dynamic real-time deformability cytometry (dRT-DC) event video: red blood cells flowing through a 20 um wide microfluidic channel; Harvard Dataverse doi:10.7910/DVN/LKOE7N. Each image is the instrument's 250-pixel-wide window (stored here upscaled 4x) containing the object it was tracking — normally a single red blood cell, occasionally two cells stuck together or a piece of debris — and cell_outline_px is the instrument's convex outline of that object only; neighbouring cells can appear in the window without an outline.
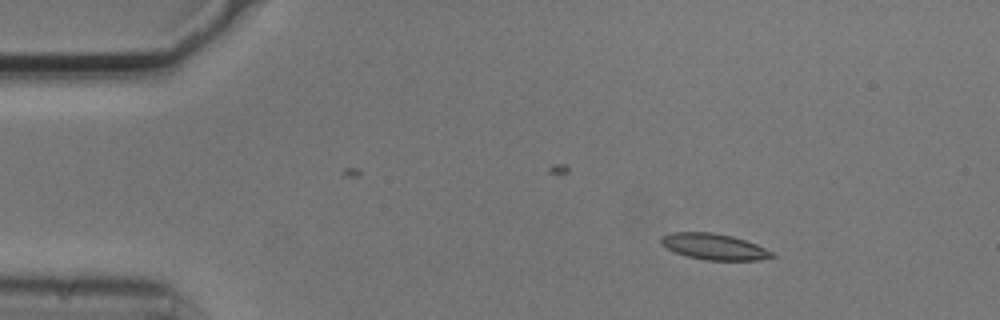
{"species": "common noctule bat (a hibernating species)", "species_latin": "Nyctalus noctula", "temperature_condition": "cold", "stored_images_in_passage": 3, "camera_frame_rate_fps": 3000, "um_per_image_px": 0.085, "animal": {"sex": "male", "body_mass_g": 20.5, "forearm_length_mm": 52.5}, "frame": {"image": 1, "passage_image": 1, "time_ms": 0.0, "image_size_px": [1000, 320], "cell_outline_px": [[776, 256], [760, 260], [704, 260], [688, 256], [676, 252], [660, 244], [660, 236], [672, 232], [712, 232], [732, 236], [756, 244], [772, 252]], "centroid_in_image_um": [60.67, 20.96], "position_along_channel_um": 24.3, "area_um2": 16.76}}